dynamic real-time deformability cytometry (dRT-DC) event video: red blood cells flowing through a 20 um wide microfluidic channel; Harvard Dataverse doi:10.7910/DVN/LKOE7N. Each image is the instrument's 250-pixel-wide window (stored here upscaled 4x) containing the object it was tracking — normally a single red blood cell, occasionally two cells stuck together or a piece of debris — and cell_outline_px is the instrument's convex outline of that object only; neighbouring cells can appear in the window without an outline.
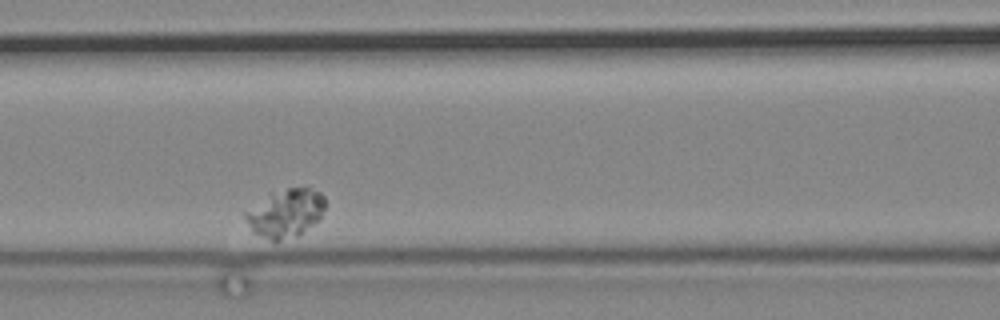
{"species": "common noctule bat (a hibernating species)", "species_latin": "Nyctalus noctula", "temperature_condition": "cold", "stored_images_in_passage": 4, "camera_frame_rate_fps": 3000, "um_per_image_px": 0.085, "animal": {"sex": "male", "body_mass_g": 19.2, "forearm_length_mm": 51.8}, "frame": {"image": 1, "passage_image": 3, "time_ms": 2.333, "image_size_px": [1000, 320], "cell_outline_px": [[324, 208], [320, 220], [296, 236], [280, 240], [272, 240], [252, 232], [244, 216], [244, 212], [268, 192], [308, 184], [320, 192], [324, 196]], "centroid_in_image_um": [24.28, 18.05], "position_along_channel_um": 142.3, "area_um2": 22.89}}
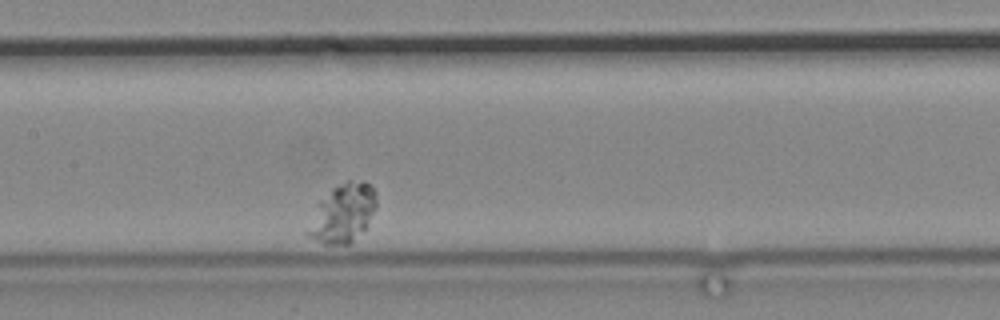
{"frame": {"image": 2, "passage_image": 4, "time_ms": 3.667, "image_size_px": [1000, 320], "cell_outline_px": [[376, 208], [368, 224], [348, 244], [324, 244], [308, 236], [308, 232], [320, 200], [332, 188], [348, 180], [364, 180], [376, 192]], "centroid_in_image_um": [29.2, 18.09], "position_along_channel_um": 178.2, "area_um2": 22.6}}